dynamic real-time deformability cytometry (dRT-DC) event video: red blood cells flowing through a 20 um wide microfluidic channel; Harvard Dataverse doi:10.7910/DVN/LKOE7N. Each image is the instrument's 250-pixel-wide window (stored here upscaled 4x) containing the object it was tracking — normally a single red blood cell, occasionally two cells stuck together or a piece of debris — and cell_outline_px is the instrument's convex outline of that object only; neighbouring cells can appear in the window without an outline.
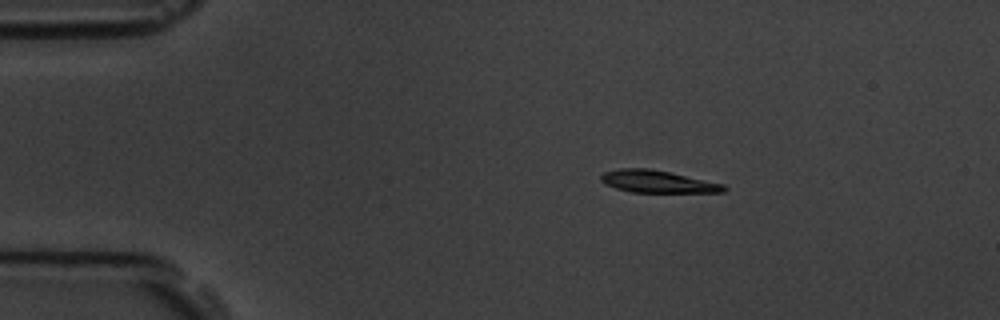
{"species": "common noctule bat (a hibernating species)", "species_latin": "Nyctalus noctula", "temperature_condition": "room temperature", "stored_images_in_passage": 3, "camera_frame_rate_fps": 3000, "um_per_image_px": 0.085, "animal": {"sex": "male", "body_mass_g": 19.5, "forearm_length_mm": 54.6}, "frame": {"image": 1, "passage_image": 1, "time_ms": 0.0, "image_size_px": [1000, 320], "cell_outline_px": [[728, 188], [724, 192], [632, 192], [616, 188], [604, 184], [600, 180], [600, 176], [604, 172], [620, 168], [648, 168], [668, 172], [724, 184]], "centroid_in_image_um": [55.86, 15.43], "position_along_channel_um": 29.1, "area_um2": 15.84}}